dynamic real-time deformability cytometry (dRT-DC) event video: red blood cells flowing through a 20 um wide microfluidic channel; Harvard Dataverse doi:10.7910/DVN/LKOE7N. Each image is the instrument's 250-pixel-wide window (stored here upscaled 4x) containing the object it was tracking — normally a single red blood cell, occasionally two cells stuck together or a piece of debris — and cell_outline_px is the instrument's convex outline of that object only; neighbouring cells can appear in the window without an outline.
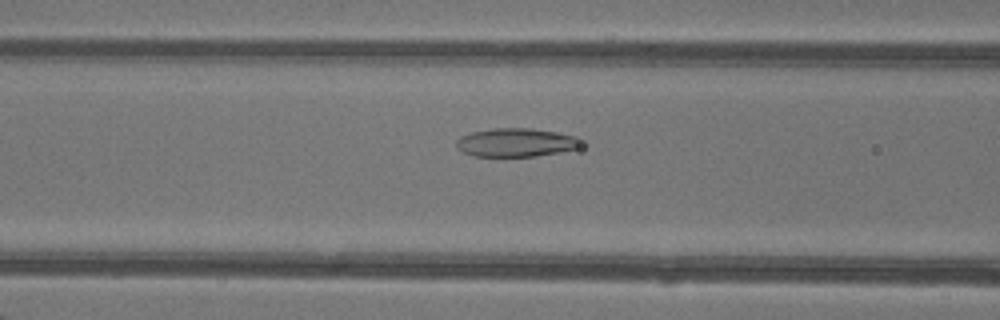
{"species": "common noctule bat (a hibernating species)", "species_latin": "Nyctalus noctula", "temperature_condition": "warm", "stored_images_in_passage": 44, "camera_frame_rate_fps": 3000, "um_per_image_px": 0.085, "animal": {"sex": "female"}, "frame": {"image": 1, "passage_image": 16, "time_ms": 5.0, "image_size_px": [1000, 320], "cell_outline_px": [[584, 144], [580, 148], [560, 152], [536, 156], [476, 156], [464, 152], [456, 148], [456, 140], [460, 136], [472, 132], [492, 128], [532, 128], [556, 132], [576, 136]], "centroid_in_image_um": [43.88, 12.11], "position_along_channel_um": 122.7, "area_um2": 20.87}}
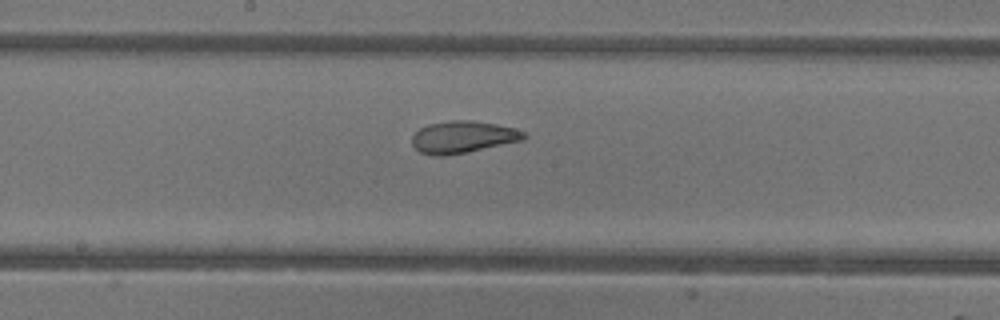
{"frame": {"image": 2, "passage_image": 22, "time_ms": 7.0, "image_size_px": [1000, 320], "cell_outline_px": [[528, 136], [524, 140], [468, 152], [448, 156], [436, 156], [420, 152], [412, 144], [412, 136], [420, 128], [428, 124], [448, 120], [472, 120], [496, 124], [516, 128], [524, 132]], "centroid_in_image_um": [39.37, 11.65], "position_along_channel_um": 208.8, "area_um2": 21.1}}
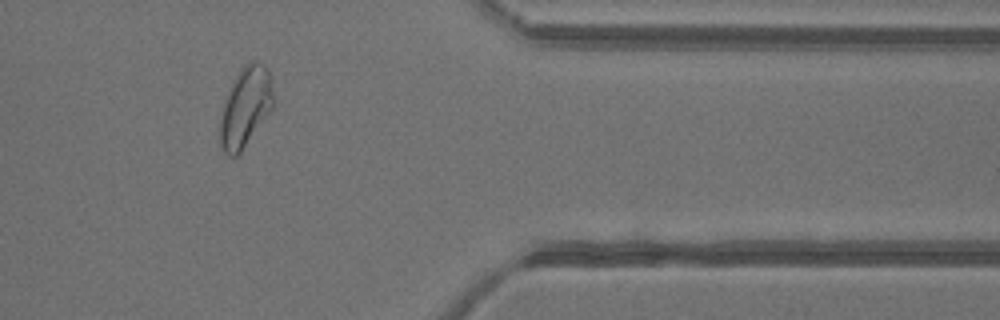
{"frame": {"image": 3, "passage_image": 36, "time_ms": 11.667, "image_size_px": [1000, 320], "cell_outline_px": [[272, 108], [240, 152], [236, 156], [228, 156], [224, 152], [220, 144], [220, 116], [224, 100], [228, 88], [232, 80], [240, 68], [248, 60], [256, 60], [264, 64], [272, 76]], "centroid_in_image_um": [20.84, 9.02], "position_along_channel_um": 390.6, "area_um2": 24.91}, "authors_computed_cell_mechanics": {"area_um2": 23.5824, "velocity_mm_per_s": 4.2975, "shape_relaxation_time_tau1_ms": null, "shape_relaxation_time_tau2_ms": 1.1956, "deformation_change_tau1": null, "deformation_change_tau2": 0.078}}